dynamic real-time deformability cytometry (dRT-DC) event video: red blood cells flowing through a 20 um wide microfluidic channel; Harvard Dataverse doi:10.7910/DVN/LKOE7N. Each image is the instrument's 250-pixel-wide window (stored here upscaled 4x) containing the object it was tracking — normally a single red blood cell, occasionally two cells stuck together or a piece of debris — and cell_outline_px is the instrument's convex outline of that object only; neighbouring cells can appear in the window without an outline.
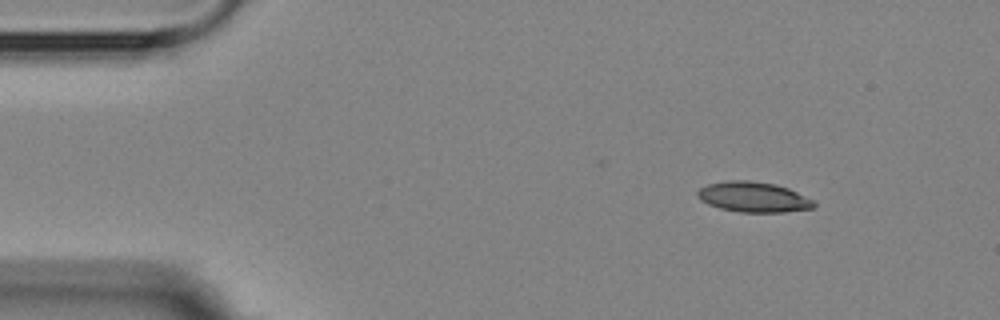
{"species": "Egyptian fruit bat (a non-hibernating species)", "species_latin": "Rousettus aegyptiacus", "temperature_condition": "room temperature", "stored_images_in_passage": 5, "camera_frame_rate_fps": 3000, "um_per_image_px": 0.085, "animal": {"sex": "female"}, "frame": {"image": 1, "passage_image": 1, "time_ms": 0.0, "image_size_px": [1000, 320], "cell_outline_px": [[816, 204], [812, 208], [784, 212], [740, 212], [720, 208], [708, 204], [700, 200], [696, 196], [696, 192], [700, 188], [708, 184], [728, 180], [748, 180], [776, 184], [788, 188], [812, 200]], "centroid_in_image_um": [64.0, 16.74], "position_along_channel_um": 21.0, "area_um2": 20.46}}
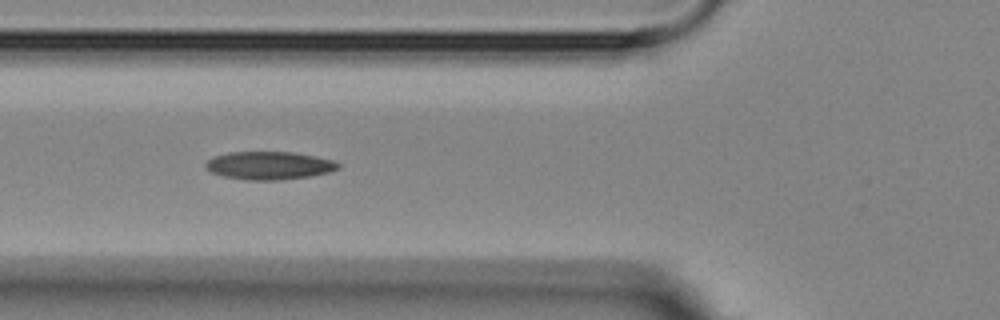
{"frame": {"image": 2, "passage_image": 4, "time_ms": 4.333, "image_size_px": [1000, 320], "cell_outline_px": [[340, 168], [328, 172], [308, 176], [276, 180], [244, 180], [224, 176], [212, 172], [204, 168], [204, 164], [208, 160], [216, 156], [228, 152], [292, 152], [316, 156], [332, 160], [340, 164]], "centroid_in_image_um": [22.86, 14.06], "position_along_channel_um": 102.9, "area_um2": 21.5}}
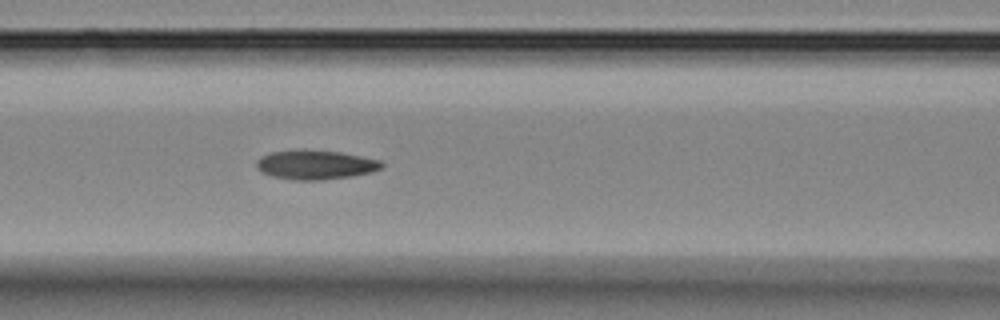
{"frame": {"image": 3, "passage_image": 5, "time_ms": 5.333, "image_size_px": [1000, 320], "cell_outline_px": [[384, 168], [372, 172], [352, 176], [320, 180], [296, 180], [272, 176], [256, 168], [256, 160], [260, 156], [272, 152], [300, 148], [304, 148], [340, 152], [380, 160], [384, 164]], "centroid_in_image_um": [26.81, 13.98], "position_along_channel_um": 139.8, "area_um2": 21.68}}